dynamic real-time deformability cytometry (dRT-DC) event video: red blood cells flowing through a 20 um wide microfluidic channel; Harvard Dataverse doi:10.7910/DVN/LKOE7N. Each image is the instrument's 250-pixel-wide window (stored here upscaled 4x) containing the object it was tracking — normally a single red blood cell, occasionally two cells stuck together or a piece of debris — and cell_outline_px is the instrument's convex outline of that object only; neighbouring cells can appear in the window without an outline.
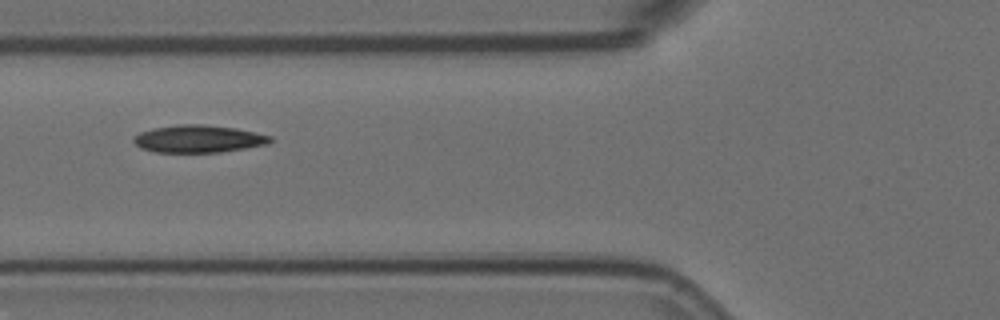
{"species": "Egyptian fruit bat (a non-hibernating species)", "species_latin": "Rousettus aegyptiacus", "temperature_condition": "room temperature", "stored_images_in_passage": 7, "camera_frame_rate_fps": 3000, "um_per_image_px": 0.085, "animal": {"sex": "female"}, "frame": {"image": 1, "passage_image": 6, "time_ms": 1.667, "image_size_px": [1000, 320], "cell_outline_px": [[272, 140], [268, 144], [220, 152], [156, 152], [140, 148], [132, 140], [140, 132], [152, 128], [176, 124], [204, 124], [236, 128], [272, 136]], "centroid_in_image_um": [16.86, 11.79], "position_along_channel_um": 108.9, "area_um2": 21.85}}
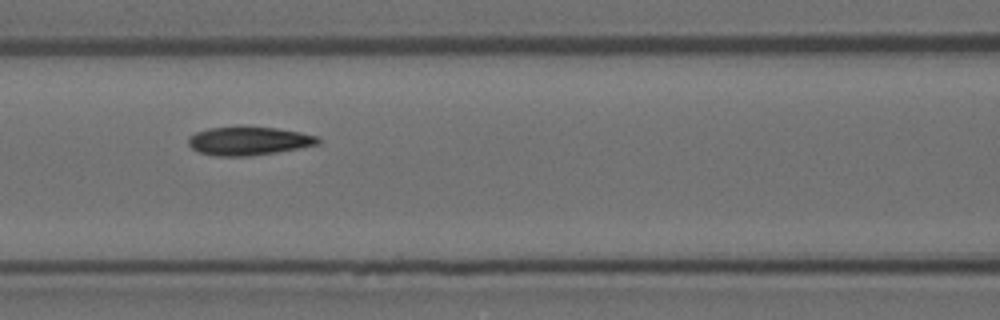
{"frame": {"image": 2, "passage_image": 7, "time_ms": 2.0, "image_size_px": [1000, 320], "cell_outline_px": [[320, 144], [300, 148], [276, 152], [248, 156], [216, 156], [200, 152], [192, 148], [188, 144], [188, 136], [196, 132], [208, 128], [240, 124], [276, 128], [300, 132], [320, 136]], "centroid_in_image_um": [21.14, 11.94], "position_along_channel_um": 145.5, "area_um2": 22.2}}